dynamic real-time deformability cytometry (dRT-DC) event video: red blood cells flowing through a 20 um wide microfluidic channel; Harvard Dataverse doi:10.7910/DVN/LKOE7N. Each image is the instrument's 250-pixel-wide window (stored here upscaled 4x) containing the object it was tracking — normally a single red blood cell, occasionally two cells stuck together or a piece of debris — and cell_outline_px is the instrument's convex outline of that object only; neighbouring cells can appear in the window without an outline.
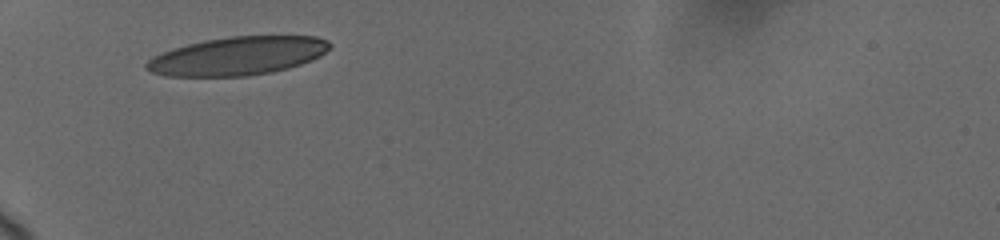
{"species": "human", "species_latin": "Homo sapiens", "temperature_condition": "cold", "stored_images_in_passage": 2, "camera_frame_rate_fps": 3000, "um_per_image_px": 0.085, "donor": {"sex": "female"}, "frame": {"image": 1, "passage_image": 1, "time_ms": 0.0, "image_size_px": [1000, 240], "cell_outline_px": [[332, 44], [320, 56], [300, 64], [288, 68], [272, 72], [248, 76], [164, 76], [152, 72], [144, 68], [144, 64], [152, 56], [188, 44], [204, 40], [228, 36], [316, 36], [328, 40]], "centroid_in_image_um": [20.19, 4.76], "position_along_channel_um": 64.8, "area_um2": 40.92}}